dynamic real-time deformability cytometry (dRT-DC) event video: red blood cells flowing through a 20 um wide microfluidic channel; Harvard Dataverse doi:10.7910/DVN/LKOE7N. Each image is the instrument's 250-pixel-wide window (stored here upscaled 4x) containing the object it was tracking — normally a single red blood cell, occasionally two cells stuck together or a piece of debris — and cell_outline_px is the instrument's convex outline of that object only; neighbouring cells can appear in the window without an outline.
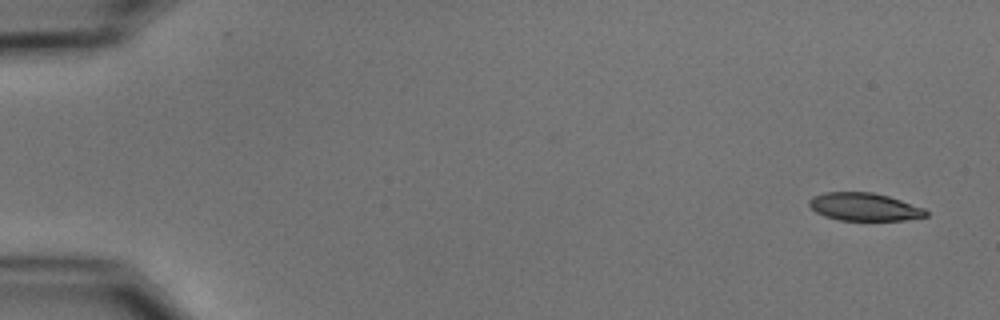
{"species": "common noctule bat (a hibernating species)", "species_latin": "Nyctalus noctula", "temperature_condition": "cold", "stored_images_in_passage": 10, "camera_frame_rate_fps": 3000, "um_per_image_px": 0.085, "animal": {"sex": "male", "body_mass_g": 15.6}, "frame": {"image": 1, "passage_image": 10, "time_ms": 3.0, "image_size_px": [1000, 320], "cell_outline_px": [[928, 216], [904, 220], [840, 220], [824, 216], [816, 212], [808, 204], [808, 200], [812, 196], [824, 192], [872, 192], [888, 196], [924, 208], [928, 212]], "centroid_in_image_um": [73.44, 17.58], "position_along_channel_um": 11.6, "area_um2": 18.96}}